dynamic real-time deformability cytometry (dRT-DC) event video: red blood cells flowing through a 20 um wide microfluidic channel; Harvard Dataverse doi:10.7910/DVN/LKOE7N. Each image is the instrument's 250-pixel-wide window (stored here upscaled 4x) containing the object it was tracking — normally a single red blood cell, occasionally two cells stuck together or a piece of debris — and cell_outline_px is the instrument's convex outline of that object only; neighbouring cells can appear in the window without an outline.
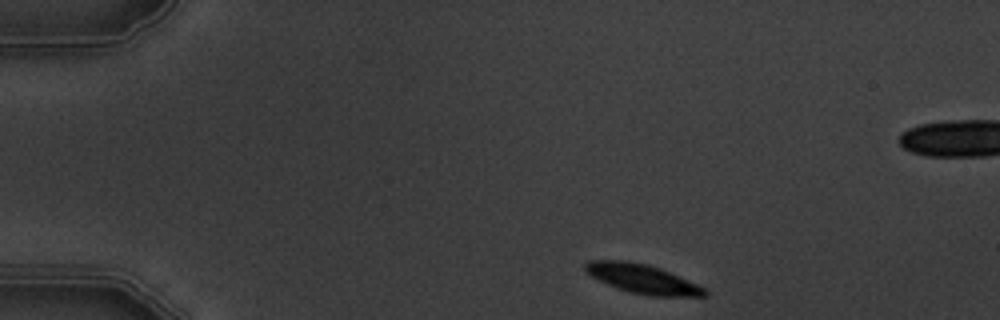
{"species": "common noctule bat (a hibernating species)", "species_latin": "Nyctalus noctula", "temperature_condition": "warm", "stored_images_in_passage": 4, "camera_frame_rate_fps": 3000, "um_per_image_px": 0.085, "animal": {"sex": "male", "body_mass_g": 19.5, "forearm_length_mm": 54.6}, "frame": {"image": 1, "passage_image": 1, "time_ms": 0.0, "image_size_px": [1000, 320], "cell_outline_px": [[708, 296], [648, 296], [628, 292], [616, 288], [584, 272], [584, 264], [588, 260], [628, 260], [648, 264], [660, 268], [696, 284], [704, 288], [708, 292]], "centroid_in_image_um": [54.57, 23.69], "position_along_channel_um": 30.4, "area_um2": 20.35}}